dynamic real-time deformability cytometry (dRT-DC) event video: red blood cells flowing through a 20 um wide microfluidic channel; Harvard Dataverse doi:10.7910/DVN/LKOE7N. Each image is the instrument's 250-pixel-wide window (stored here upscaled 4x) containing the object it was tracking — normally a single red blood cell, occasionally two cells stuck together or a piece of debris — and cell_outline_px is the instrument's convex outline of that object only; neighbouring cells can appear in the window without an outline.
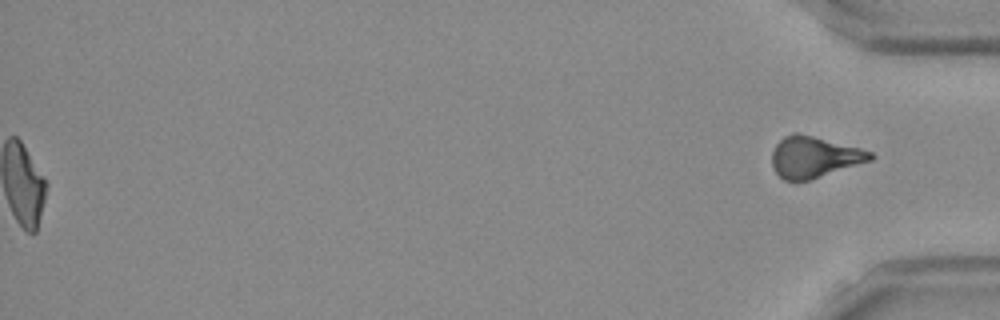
{"species": "Egyptian fruit bat (a non-hibernating species)", "species_latin": "Rousettus aegyptiacus", "temperature_condition": "room temperature", "stored_images_in_passage": 47, "segment_of_instrument_passage": [2, 2], "camera_frame_rate_fps": 3000, "um_per_image_px": 0.085, "frame": {"image": 1, "passage_image": 47, "time_ms": 15.333, "image_size_px": [1000, 320], "cell_outline_px": [[876, 156], [872, 160], [808, 180], [784, 180], [776, 172], [772, 164], [772, 152], [776, 144], [784, 136], [792, 132], [796, 132], [860, 148], [872, 152]], "centroid_in_image_um": [69.2, 13.33], "position_along_channel_um": 366.0, "area_um2": 23.29}}